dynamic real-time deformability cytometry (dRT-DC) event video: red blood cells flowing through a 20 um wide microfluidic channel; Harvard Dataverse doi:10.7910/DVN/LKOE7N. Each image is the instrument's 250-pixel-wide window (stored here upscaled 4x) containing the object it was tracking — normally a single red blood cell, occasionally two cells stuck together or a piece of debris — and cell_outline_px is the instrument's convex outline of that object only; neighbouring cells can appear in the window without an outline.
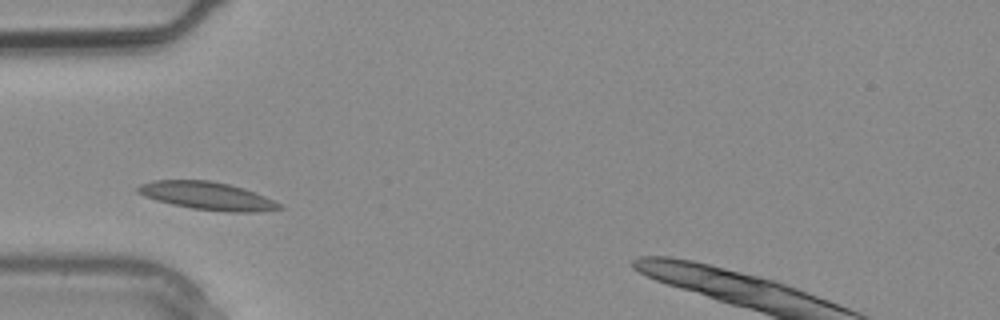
{"species": "common noctule bat (a hibernating species)", "species_latin": "Nyctalus noctula", "temperature_condition": "warm", "stored_images_in_passage": 1, "camera_frame_rate_fps": 3000, "um_per_image_px": 0.085, "animal": {"sex": "male", "body_mass_g": 20.4}, "frame": {"image": 1, "passage_image": 1, "time_ms": 0.0, "image_size_px": [1000, 320], "cell_outline_px": [[284, 208], [256, 212], [228, 212], [192, 208], [172, 204], [156, 200], [144, 196], [136, 192], [136, 188], [140, 184], [152, 180], [208, 180], [228, 184], [244, 188], [264, 196], [280, 204]], "centroid_in_image_um": [17.58, 16.64], "position_along_channel_um": 67.4, "area_um2": 22.89}}